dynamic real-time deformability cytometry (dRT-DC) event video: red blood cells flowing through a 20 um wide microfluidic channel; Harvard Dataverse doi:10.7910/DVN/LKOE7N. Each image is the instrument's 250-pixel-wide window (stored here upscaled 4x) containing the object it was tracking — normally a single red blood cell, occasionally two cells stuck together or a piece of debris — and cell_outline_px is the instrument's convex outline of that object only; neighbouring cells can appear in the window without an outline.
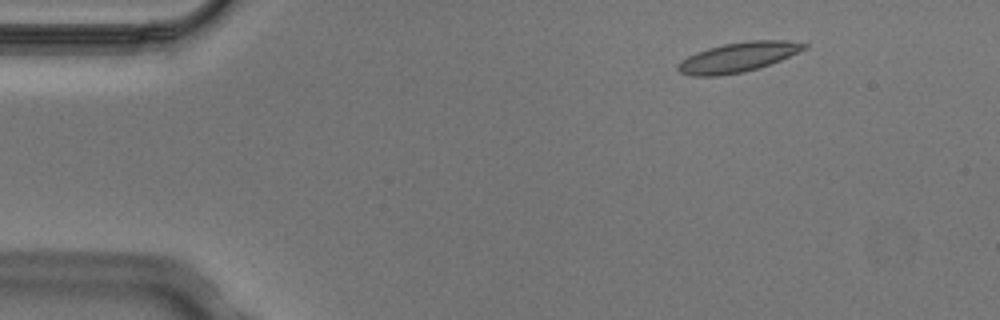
{"species": "Egyptian fruit bat (a non-hibernating species)", "species_latin": "Rousettus aegyptiacus", "temperature_condition": "cold", "stored_images_in_passage": 3, "camera_frame_rate_fps": 3000, "um_per_image_px": 0.085, "animal": {"sex": "male"}, "frame": {"image": 1, "passage_image": 1, "time_ms": 0.0, "image_size_px": [1000, 320], "cell_outline_px": [[808, 48], [780, 60], [744, 72], [720, 76], [692, 76], [680, 72], [676, 68], [676, 64], [680, 60], [696, 52], [708, 48], [724, 44], [748, 40], [784, 40], [808, 44]], "centroid_in_image_um": [62.7, 4.86], "position_along_channel_um": 22.3, "area_um2": 21.85}}
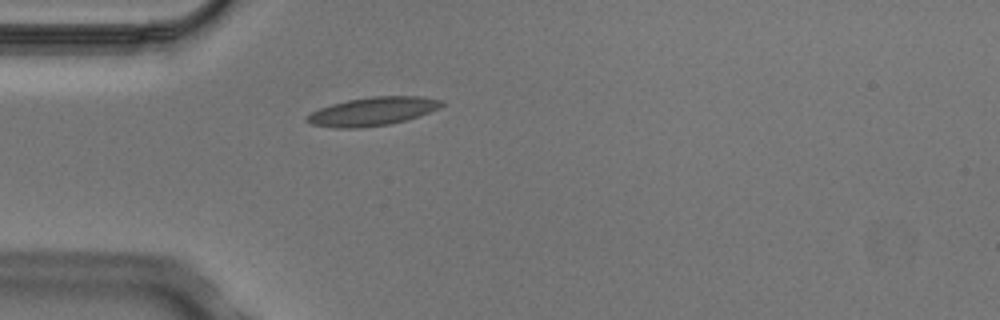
{"frame": {"image": 2, "passage_image": 3, "time_ms": 0.667, "image_size_px": [1000, 320], "cell_outline_px": [[444, 104], [440, 108], [408, 120], [388, 124], [360, 128], [336, 128], [312, 124], [304, 120], [312, 112], [320, 108], [332, 104], [348, 100], [372, 96], [420, 96], [444, 100]], "centroid_in_image_um": [31.71, 9.46], "position_along_channel_um": 53.3, "area_um2": 22.31}}